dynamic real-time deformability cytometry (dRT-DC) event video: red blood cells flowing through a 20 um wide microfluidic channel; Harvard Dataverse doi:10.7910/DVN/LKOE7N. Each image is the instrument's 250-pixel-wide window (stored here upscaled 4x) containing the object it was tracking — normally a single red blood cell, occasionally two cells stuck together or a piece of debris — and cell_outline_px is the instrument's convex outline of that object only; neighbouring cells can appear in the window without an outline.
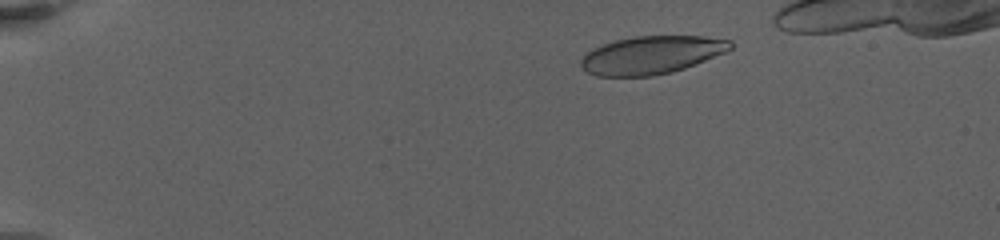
{"species": "human", "species_latin": "Homo sapiens", "temperature_condition": "warm", "stored_images_in_passage": 44, "camera_frame_rate_fps": 3000, "um_per_image_px": 0.085, "donor": {"sex": "female"}, "frame": {"image": 1, "passage_image": 14, "time_ms": 3.0, "image_size_px": [1000, 240], "cell_outline_px": [[732, 48], [724, 52], [684, 68], [672, 72], [652, 76], [596, 76], [580, 68], [580, 60], [592, 48], [616, 40], [632, 36], [704, 36], [732, 40]], "centroid_in_image_um": [55.34, 4.67], "position_along_channel_um": 29.7, "area_um2": 32.95}}
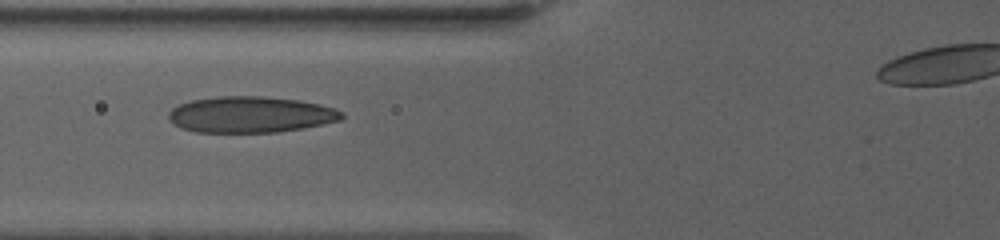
{"frame": {"image": 2, "passage_image": 33, "time_ms": 8.333, "image_size_px": [1000, 240], "cell_outline_px": [[344, 116], [340, 120], [304, 128], [280, 132], [196, 132], [180, 128], [168, 120], [168, 112], [172, 108], [180, 104], [192, 100], [216, 96], [260, 96], [300, 100], [336, 108], [344, 112]], "centroid_in_image_um": [21.29, 9.74], "position_along_channel_um": 104.5, "area_um2": 36.7}}
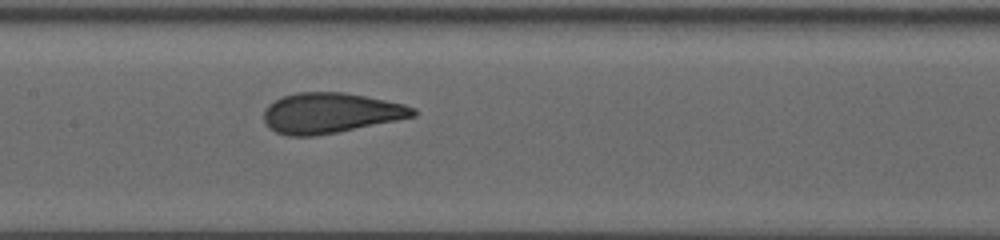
{"frame": {"image": 3, "passage_image": 43, "time_ms": 10.667, "image_size_px": [1000, 240], "cell_outline_px": [[416, 116], [316, 136], [288, 136], [276, 132], [268, 128], [264, 120], [264, 108], [268, 104], [284, 96], [296, 92], [344, 92], [404, 104], [416, 108]], "centroid_in_image_um": [28.05, 9.6], "position_along_channel_um": 179.3, "area_um2": 34.91}}